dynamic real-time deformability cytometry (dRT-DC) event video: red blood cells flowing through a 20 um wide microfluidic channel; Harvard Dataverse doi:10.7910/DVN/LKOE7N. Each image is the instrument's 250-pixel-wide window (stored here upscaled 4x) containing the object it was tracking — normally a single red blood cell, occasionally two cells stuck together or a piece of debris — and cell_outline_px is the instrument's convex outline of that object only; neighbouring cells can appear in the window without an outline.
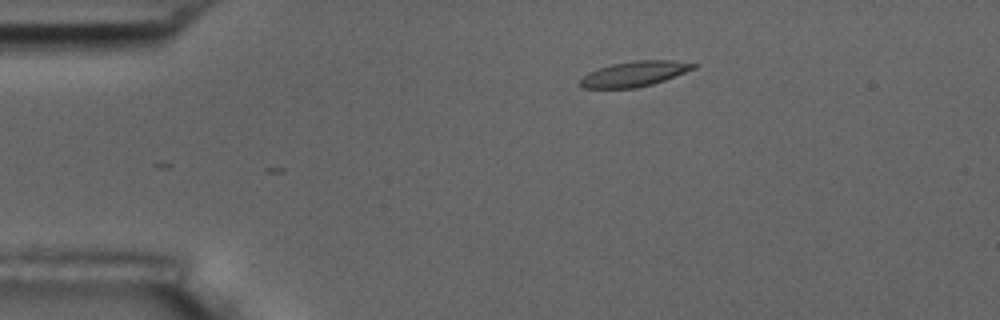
{"species": "common noctule bat (a hibernating species)", "species_latin": "Nyctalus noctula", "temperature_condition": "room temperature", "stored_images_in_passage": 2, "camera_frame_rate_fps": 3000, "um_per_image_px": 0.085, "animal": {"sex": "male", "body_mass_g": 17.5, "forearm_length_mm": 52.3}, "frame": {"image": 1, "passage_image": 2, "time_ms": 0.333, "image_size_px": [1000, 320], "cell_outline_px": [[696, 68], [664, 80], [652, 84], [636, 88], [580, 88], [576, 84], [588, 72], [612, 64], [636, 60], [672, 60], [696, 64]], "centroid_in_image_um": [53.88, 6.28], "position_along_channel_um": 31.1, "area_um2": 16.59}}